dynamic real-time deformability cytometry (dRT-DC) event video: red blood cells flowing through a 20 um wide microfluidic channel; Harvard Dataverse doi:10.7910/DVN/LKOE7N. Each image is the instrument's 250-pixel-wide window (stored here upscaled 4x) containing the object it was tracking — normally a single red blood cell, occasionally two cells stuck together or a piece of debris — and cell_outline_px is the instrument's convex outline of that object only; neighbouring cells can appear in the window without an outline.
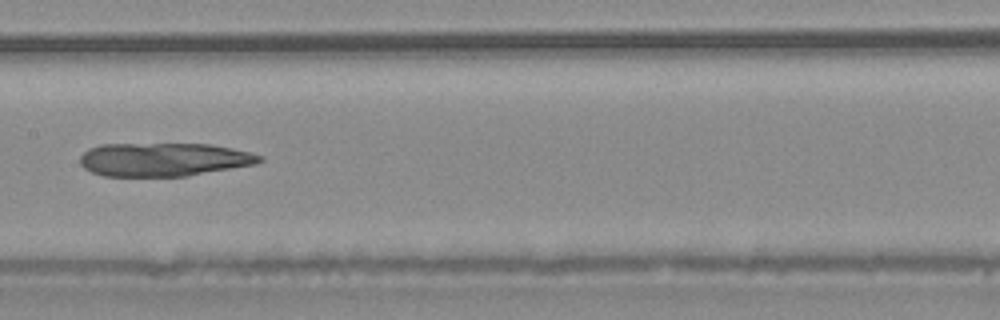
{"species": "common noctule bat (a hibernating species)", "species_latin": "Nyctalus noctula", "temperature_condition": "warm", "stored_images_in_passage": 48, "camera_frame_rate_fps": 3000, "um_per_image_px": 0.085, "animal": {"sex": "male", "body_mass_g": 20.4}, "frame": {"image": 1, "passage_image": 24, "time_ms": 7.667, "image_size_px": [1000, 320], "cell_outline_px": [[264, 160], [256, 164], [188, 176], [104, 176], [92, 172], [84, 168], [80, 164], [80, 156], [88, 148], [100, 144], [212, 144], [232, 148], [264, 156]], "centroid_in_image_um": [13.92, 13.55], "position_along_channel_um": 193.5, "area_um2": 35.2}}